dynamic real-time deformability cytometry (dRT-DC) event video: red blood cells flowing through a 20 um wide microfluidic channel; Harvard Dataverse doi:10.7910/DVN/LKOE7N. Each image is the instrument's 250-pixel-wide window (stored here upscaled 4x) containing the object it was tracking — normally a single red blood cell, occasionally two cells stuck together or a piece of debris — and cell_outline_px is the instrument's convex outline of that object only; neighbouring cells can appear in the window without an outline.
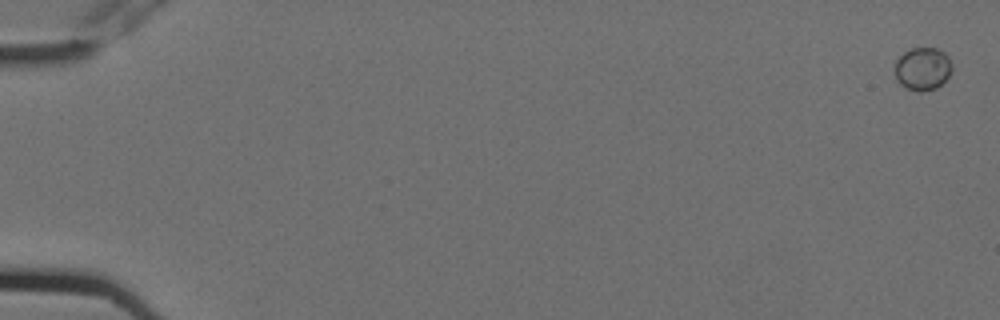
{"species": "Egyptian fruit bat (a non-hibernating species)", "species_latin": "Rousettus aegyptiacus", "temperature_condition": "cold", "stored_images_in_passage": 7, "segment_of_instrument_passage": [1, 2], "camera_frame_rate_fps": 3000, "um_per_image_px": 0.085, "animal": {"sex": "female"}, "frame": {"image": 1, "passage_image": 1, "time_ms": 0.0, "image_size_px": [1000, 320], "cell_outline_px": [[952, 68], [948, 76], [936, 88], [924, 92], [920, 92], [904, 88], [896, 80], [896, 60], [904, 52], [912, 48], [936, 48], [944, 52], [948, 56], [952, 64]], "centroid_in_image_um": [78.42, 5.86], "position_along_channel_um": 6.6, "area_um2": 14.28}}
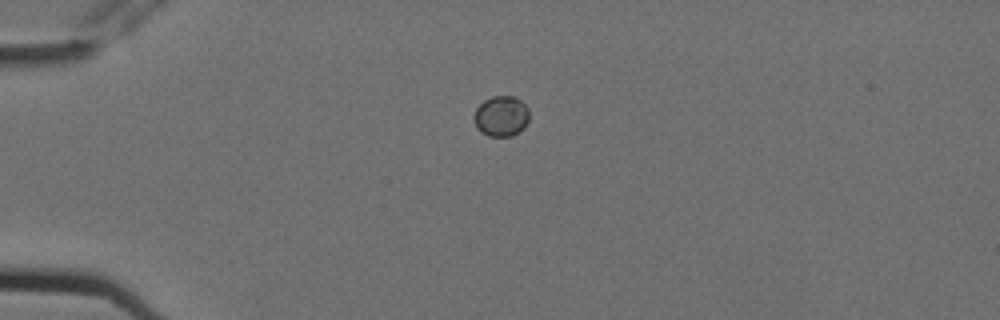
{"frame": {"image": 2, "passage_image": 5, "time_ms": 1.333, "image_size_px": [1000, 320], "cell_outline_px": [[528, 120], [524, 128], [520, 132], [512, 136], [488, 136], [480, 132], [476, 128], [476, 108], [484, 100], [492, 96], [516, 96], [528, 108]], "centroid_in_image_um": [42.63, 9.88], "position_along_channel_um": 42.4, "area_um2": 13.01}}